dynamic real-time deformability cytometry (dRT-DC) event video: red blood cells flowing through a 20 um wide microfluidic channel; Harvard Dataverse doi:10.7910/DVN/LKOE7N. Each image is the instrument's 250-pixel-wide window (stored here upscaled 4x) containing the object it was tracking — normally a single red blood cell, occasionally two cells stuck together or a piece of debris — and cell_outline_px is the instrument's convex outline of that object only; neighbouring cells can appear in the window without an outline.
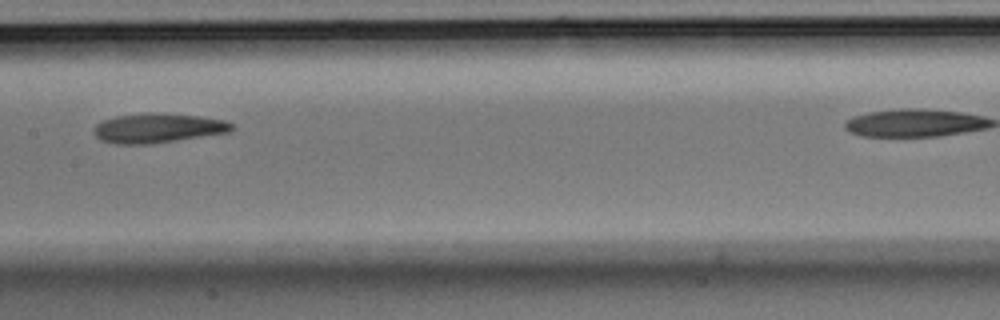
{"species": "Egyptian fruit bat (a non-hibernating species)", "species_latin": "Rousettus aegyptiacus", "temperature_condition": "room temperature", "stored_images_in_passage": 8, "camera_frame_rate_fps": 3000, "um_per_image_px": 0.085, "animal": {"sex": "male"}, "frame": {"image": 1, "passage_image": 6, "time_ms": 1.667, "image_size_px": [1000, 320], "cell_outline_px": [[236, 128], [228, 132], [152, 144], [116, 144], [100, 140], [92, 132], [96, 124], [104, 120], [116, 116], [144, 112], [148, 112], [200, 116], [224, 120], [236, 124]], "centroid_in_image_um": [13.42, 10.88], "position_along_channel_um": 194.0, "area_um2": 23.87}}
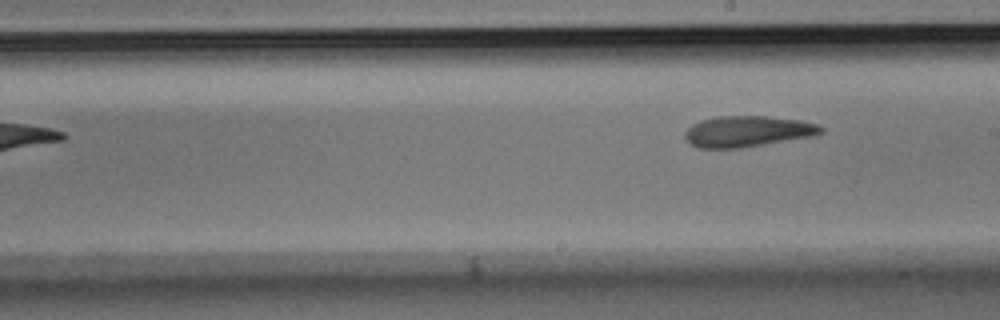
{"frame": {"image": 2, "passage_image": 8, "time_ms": 2.333, "image_size_px": [1000, 320], "cell_outline_px": [[824, 132], [808, 136], [740, 148], [696, 148], [684, 136], [684, 132], [692, 124], [700, 120], [716, 116], [768, 116], [800, 120], [820, 124], [824, 128]], "centroid_in_image_um": [63.51, 11.15], "position_along_channel_um": 225.5, "area_um2": 24.39}}